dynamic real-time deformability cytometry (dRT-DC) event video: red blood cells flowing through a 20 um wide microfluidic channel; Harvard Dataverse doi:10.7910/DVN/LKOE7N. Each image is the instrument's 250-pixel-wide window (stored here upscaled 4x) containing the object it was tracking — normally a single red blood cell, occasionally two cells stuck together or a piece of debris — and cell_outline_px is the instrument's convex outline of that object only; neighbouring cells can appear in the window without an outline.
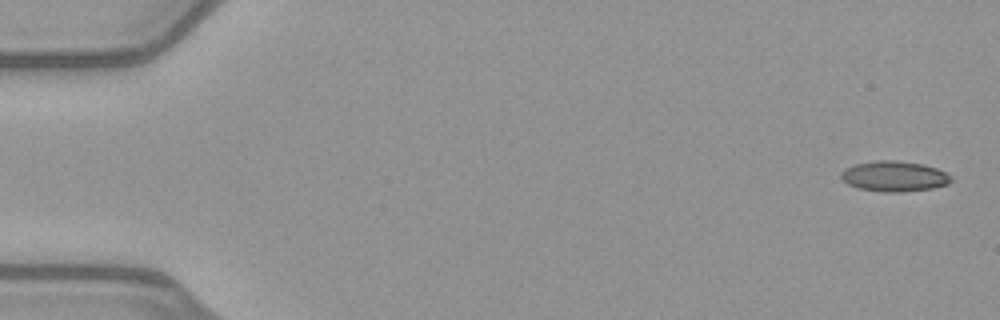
{"species": "common noctule bat (a hibernating species)", "species_latin": "Nyctalus noctula", "temperature_condition": "warm", "stored_images_in_passage": 51, "camera_frame_rate_fps": 3000, "um_per_image_px": 0.085, "animal": {"sex": "female", "body_mass_g": 21.9}, "frame": {"image": 1, "passage_image": 1, "time_ms": 0.0, "image_size_px": [1000, 320], "cell_outline_px": [[952, 180], [948, 184], [932, 188], [900, 192], [884, 192], [856, 188], [840, 180], [840, 172], [856, 164], [876, 160], [896, 160], [924, 164], [936, 168], [944, 172]], "centroid_in_image_um": [75.96, 14.98], "position_along_channel_um": 9.0, "area_um2": 19.48}}
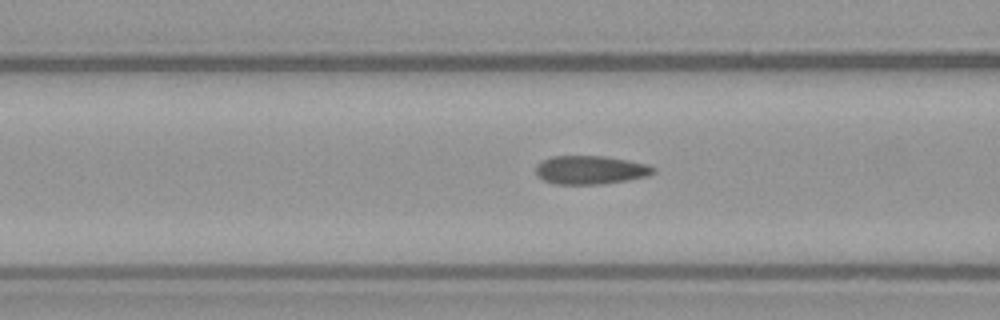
{"frame": {"image": 2, "passage_image": 20, "time_ms": 6.333, "image_size_px": [1000, 320], "cell_outline_px": [[656, 172], [648, 176], [628, 180], [604, 184], [552, 184], [544, 180], [536, 172], [536, 164], [552, 156], [604, 156], [628, 160], [648, 164], [656, 168]], "centroid_in_image_um": [50.23, 14.45], "position_along_channel_um": 116.4, "area_um2": 19.65}}
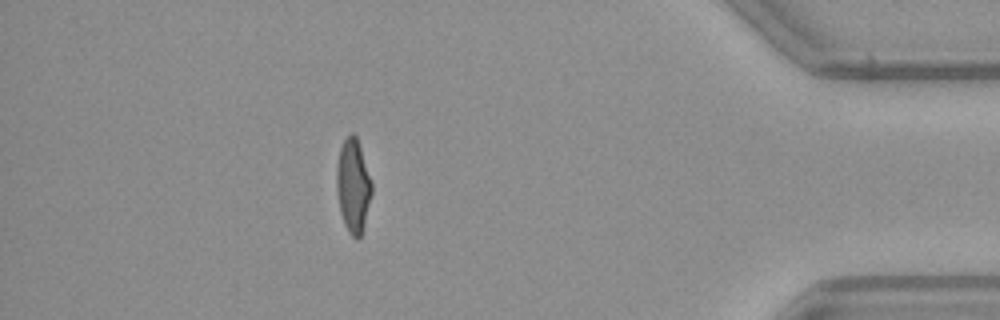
{"frame": {"image": 3, "passage_image": 45, "time_ms": 14.667, "image_size_px": [1000, 320], "cell_outline_px": [[372, 192], [364, 228], [360, 236], [356, 240], [348, 232], [344, 224], [340, 212], [336, 188], [336, 164], [340, 148], [344, 140], [352, 132], [356, 136], [372, 180]], "centroid_in_image_um": [30.01, 15.81], "position_along_channel_um": 405.2, "area_um2": 19.36}, "authors_computed_cell_mechanics": {"area_um2": 19.5942, "velocity_mm_per_s": 4.0271, "shape_relaxation_time_tau1_ms": 4.6901, "shape_relaxation_time_tau2_ms": 0.8106, "deformation_change_tau1": 0.182, "deformation_change_tau2": 0.0947}}